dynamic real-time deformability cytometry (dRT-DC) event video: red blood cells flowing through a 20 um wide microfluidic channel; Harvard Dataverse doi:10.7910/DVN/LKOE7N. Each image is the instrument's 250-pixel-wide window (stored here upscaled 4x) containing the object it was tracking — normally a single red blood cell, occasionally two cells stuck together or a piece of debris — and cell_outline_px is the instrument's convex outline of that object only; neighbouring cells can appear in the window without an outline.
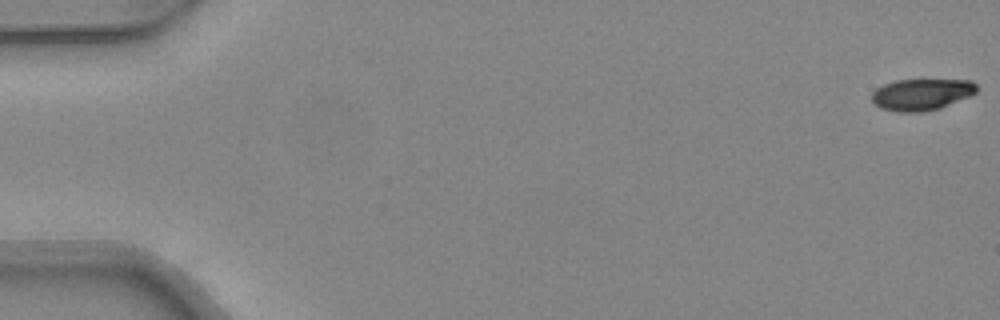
{"species": "common noctule bat (a hibernating species)", "species_latin": "Nyctalus noctula", "temperature_condition": "warm", "stored_images_in_passage": 15, "camera_frame_rate_fps": 3000, "um_per_image_px": 0.085, "animal": {"sex": "female", "body_mass_g": 24.6, "forearm_length_mm": 56.2}, "frame": {"image": 1, "passage_image": 1, "time_ms": 0.0, "image_size_px": [1000, 320], "cell_outline_px": [[976, 92], [968, 96], [940, 108], [924, 112], [896, 112], [880, 108], [872, 104], [872, 92], [876, 88], [884, 84], [896, 80], [972, 80], [976, 84]], "centroid_in_image_um": [78.28, 8.03], "position_along_channel_um": 6.7, "area_um2": 19.31}}
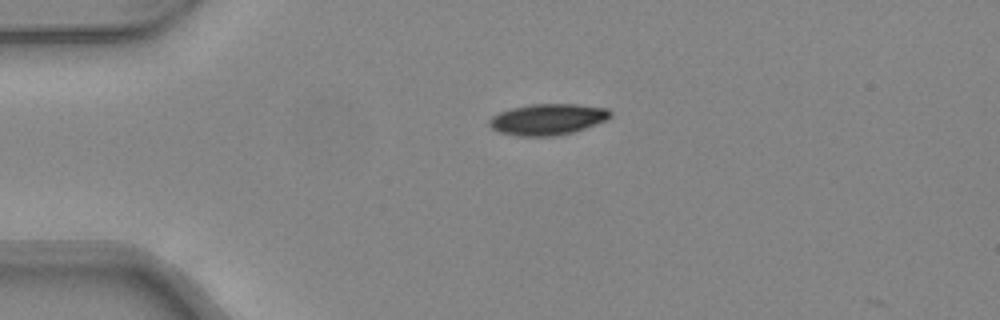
{"frame": {"image": 2, "passage_image": 12, "time_ms": 3.667, "image_size_px": [1000, 320], "cell_outline_px": [[612, 116], [608, 120], [572, 132], [556, 136], [516, 136], [500, 132], [492, 128], [488, 124], [488, 120], [492, 116], [500, 112], [512, 108], [532, 104], [576, 104], [608, 108], [612, 112]], "centroid_in_image_um": [46.57, 10.14], "position_along_channel_um": 38.4, "area_um2": 22.02}}